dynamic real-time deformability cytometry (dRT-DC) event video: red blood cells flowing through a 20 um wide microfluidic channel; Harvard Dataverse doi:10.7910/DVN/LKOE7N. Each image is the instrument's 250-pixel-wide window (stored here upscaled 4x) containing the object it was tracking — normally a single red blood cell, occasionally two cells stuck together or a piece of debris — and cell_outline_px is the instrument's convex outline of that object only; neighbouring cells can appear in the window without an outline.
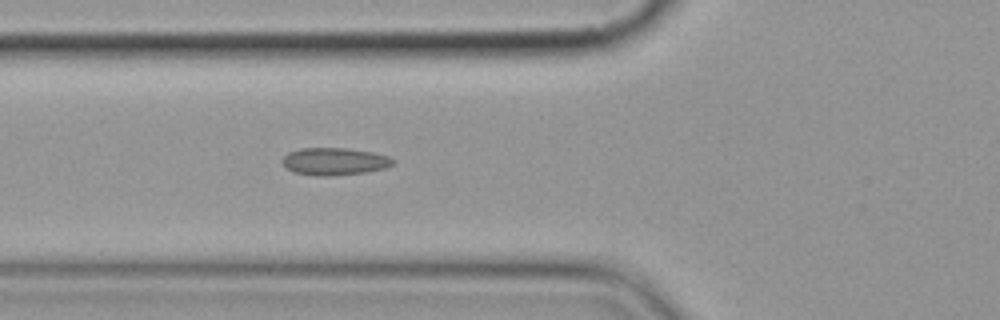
{"species": "common noctule bat (a hibernating species)", "species_latin": "Nyctalus noctula", "temperature_condition": "cold", "stored_images_in_passage": 6, "camera_frame_rate_fps": 3000, "um_per_image_px": 0.085, "animal": {"sex": "female", "body_mass_g": 19.9}, "frame": {"image": 1, "passage_image": 6, "time_ms": 6.0, "image_size_px": [1000, 320], "cell_outline_px": [[396, 160], [392, 164], [384, 168], [364, 172], [332, 176], [316, 176], [292, 172], [280, 160], [288, 152], [300, 148], [348, 148], [372, 152], [388, 156]], "centroid_in_image_um": [28.4, 13.72], "position_along_channel_um": 97.4, "area_um2": 17.69}}